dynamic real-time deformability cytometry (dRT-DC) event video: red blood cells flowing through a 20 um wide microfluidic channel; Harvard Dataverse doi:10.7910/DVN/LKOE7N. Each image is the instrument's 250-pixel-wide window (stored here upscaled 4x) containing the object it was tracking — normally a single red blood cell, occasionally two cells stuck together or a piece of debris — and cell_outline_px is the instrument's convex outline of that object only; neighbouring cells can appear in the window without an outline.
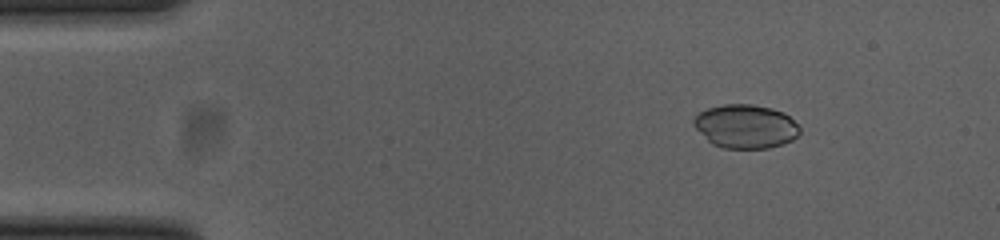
{"species": "common noctule bat (a hibernating species)", "species_latin": "Nyctalus noctula", "temperature_condition": "cold", "stored_images_in_passage": 49, "camera_frame_rate_fps": 3000, "um_per_image_px": 0.085, "animal": {"sex": "female", "body_mass_g": 23.0, "forearm_length_mm": 53.4}, "frame": {"image": 1, "passage_image": 2, "time_ms": 0.333, "image_size_px": [1000, 240], "cell_outline_px": [[800, 132], [792, 140], [784, 144], [768, 148], [724, 148], [712, 144], [692, 124], [692, 120], [700, 112], [708, 108], [724, 104], [752, 104], [772, 108], [784, 112], [800, 128]], "centroid_in_image_um": [63.37, 10.74], "position_along_channel_um": 21.6, "area_um2": 26.93}}
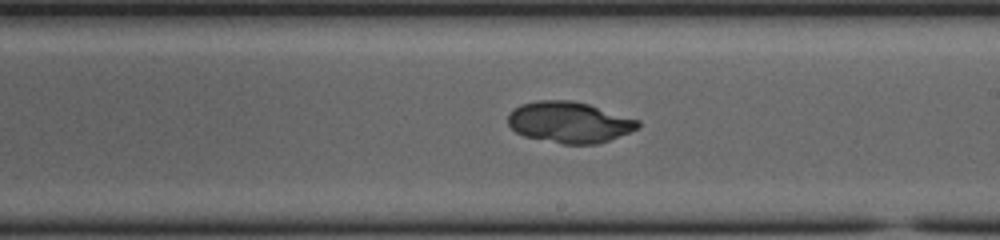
{"frame": {"image": 2, "passage_image": 26, "time_ms": 8.333, "image_size_px": [1000, 240], "cell_outline_px": [[640, 128], [608, 140], [596, 144], [564, 144], [524, 136], [516, 132], [508, 124], [508, 112], [512, 108], [520, 104], [536, 100], [572, 100], [588, 104], [640, 120]], "centroid_in_image_um": [48.37, 10.38], "position_along_channel_um": 240.6, "area_um2": 31.21}}
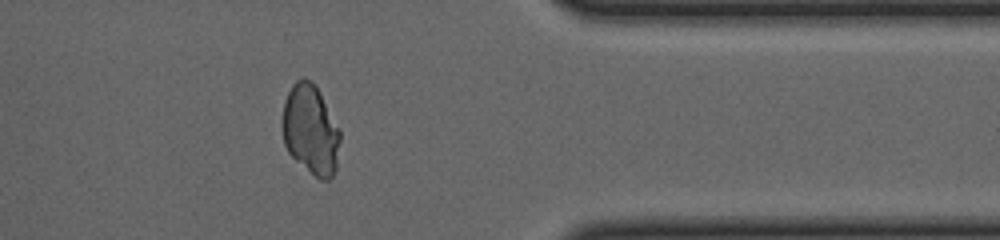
{"frame": {"image": 3, "passage_image": 39, "time_ms": 12.667, "image_size_px": [1000, 240], "cell_outline_px": [[340, 140], [336, 168], [332, 176], [328, 180], [320, 180], [296, 160], [288, 152], [284, 144], [280, 124], [284, 100], [292, 84], [296, 80], [304, 76], [312, 80], [316, 84], [340, 128]], "centroid_in_image_um": [26.38, 10.97], "position_along_channel_um": 385.0, "area_um2": 30.92}}